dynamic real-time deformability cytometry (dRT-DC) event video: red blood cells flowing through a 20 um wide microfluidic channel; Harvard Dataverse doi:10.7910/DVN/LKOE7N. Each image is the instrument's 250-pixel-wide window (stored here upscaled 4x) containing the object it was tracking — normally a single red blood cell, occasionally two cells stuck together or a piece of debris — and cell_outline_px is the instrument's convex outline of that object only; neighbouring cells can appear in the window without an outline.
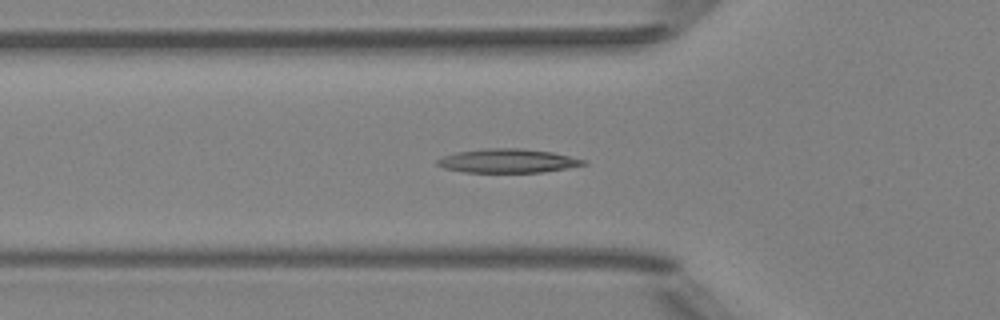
{"species": "Egyptian fruit bat (a non-hibernating species)", "species_latin": "Rousettus aegyptiacus", "temperature_condition": "room temperature", "stored_images_in_passage": 52, "camera_frame_rate_fps": 3000, "um_per_image_px": 0.085, "animal": {"sex": "female"}, "frame": {"image": 1, "passage_image": 18, "time_ms": 5.667, "image_size_px": [1000, 320], "cell_outline_px": [[588, 164], [540, 172], [464, 172], [444, 168], [436, 164], [436, 160], [444, 156], [456, 152], [488, 148], [524, 148], [552, 152], [588, 160]], "centroid_in_image_um": [43.17, 13.66], "position_along_channel_um": 82.6, "area_um2": 20.29}}
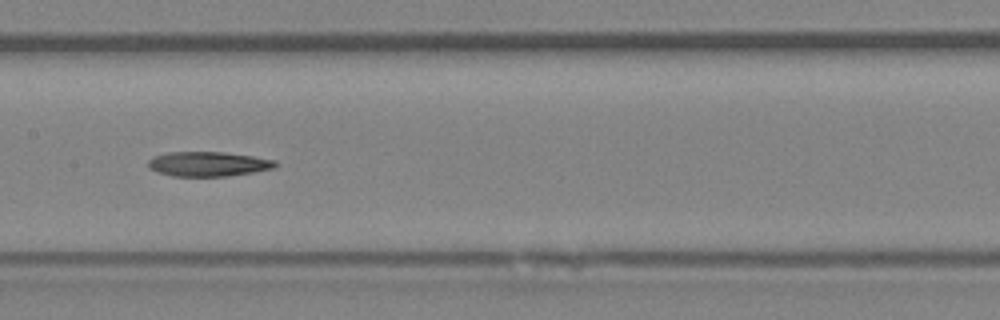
{"frame": {"image": 2, "passage_image": 26, "time_ms": 8.333, "image_size_px": [1000, 320], "cell_outline_px": [[280, 164], [276, 168], [228, 176], [172, 176], [156, 172], [148, 168], [148, 160], [152, 156], [168, 152], [224, 152], [252, 156], [276, 160]], "centroid_in_image_um": [17.69, 13.94], "position_along_channel_um": 189.7, "area_um2": 18.5}}
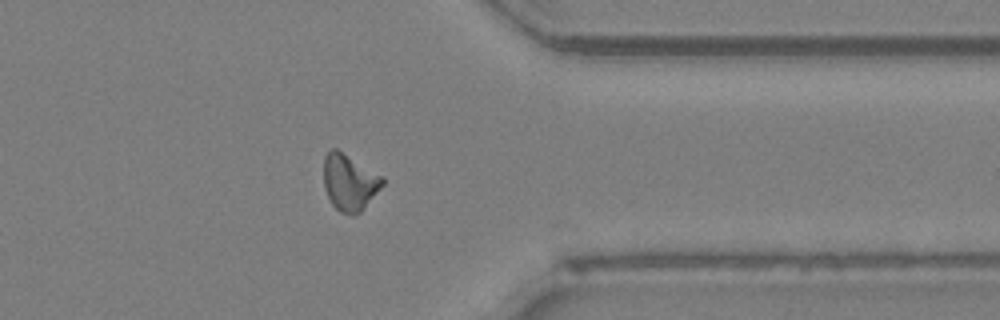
{"frame": {"image": 3, "passage_image": 41, "time_ms": 13.333, "image_size_px": [1000, 320], "cell_outline_px": [[384, 184], [364, 208], [356, 216], [352, 216], [340, 212], [332, 204], [324, 188], [324, 156], [332, 148], [336, 148], [384, 176]], "centroid_in_image_um": [29.72, 15.5], "position_along_channel_um": 381.7, "area_um2": 19.48}}